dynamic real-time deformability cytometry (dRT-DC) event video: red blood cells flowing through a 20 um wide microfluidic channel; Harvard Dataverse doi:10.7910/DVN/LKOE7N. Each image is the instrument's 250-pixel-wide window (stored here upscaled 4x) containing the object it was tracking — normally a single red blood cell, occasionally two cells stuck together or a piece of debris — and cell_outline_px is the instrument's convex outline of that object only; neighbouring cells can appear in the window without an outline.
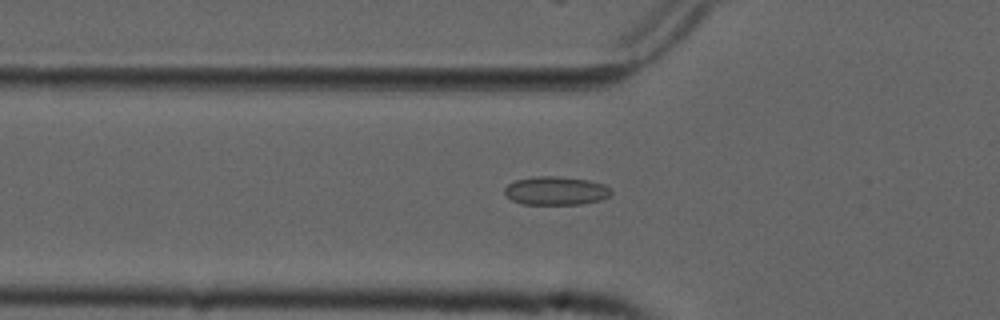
{"species": "common noctule bat (a hibernating species)", "species_latin": "Nyctalus noctula", "temperature_condition": "cold", "stored_images_in_passage": 54, "camera_frame_rate_fps": 3000, "um_per_image_px": 0.085, "animal": {"sex": "male", "forearm_length_mm": 52.5}, "frame": {"image": 1, "passage_image": 18, "time_ms": 5.667, "image_size_px": [1000, 320], "cell_outline_px": [[612, 196], [600, 200], [580, 204], [520, 204], [512, 200], [504, 192], [504, 188], [508, 184], [516, 180], [532, 176], [556, 176], [588, 180], [604, 184], [612, 188]], "centroid_in_image_um": [47.28, 16.21], "position_along_channel_um": 78.5, "area_um2": 17.86}}
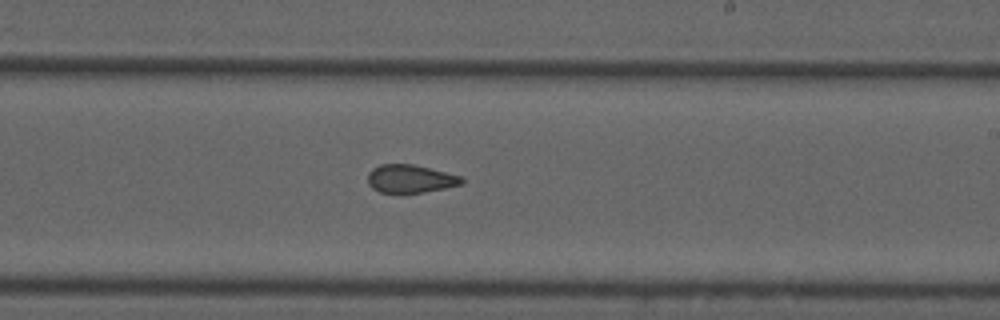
{"frame": {"image": 2, "passage_image": 32, "time_ms": 10.333, "image_size_px": [1000, 320], "cell_outline_px": [[464, 184], [424, 192], [380, 192], [372, 188], [368, 184], [368, 172], [372, 168], [380, 164], [412, 164], [464, 176]], "centroid_in_image_um": [34.9, 15.18], "position_along_channel_um": 254.1, "area_um2": 15.43}}
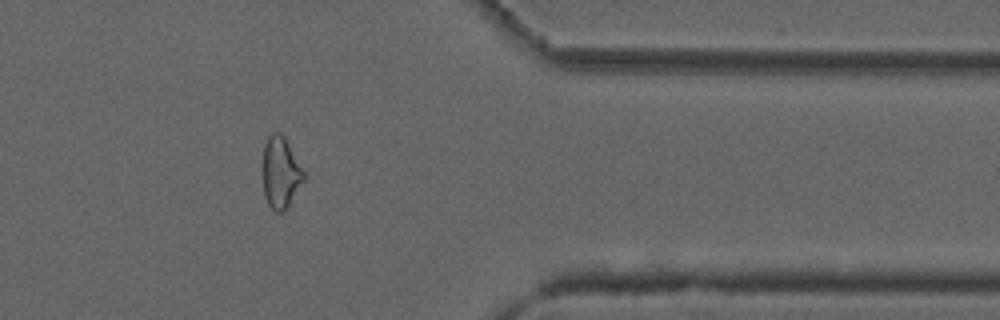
{"frame": {"image": 3, "passage_image": 44, "time_ms": 14.333, "image_size_px": [1000, 320], "cell_outline_px": [[304, 180], [284, 212], [276, 212], [268, 204], [264, 196], [260, 172], [260, 168], [264, 144], [268, 136], [272, 132], [280, 132], [284, 136], [304, 172]], "centroid_in_image_um": [23.78, 14.66], "position_along_channel_um": 387.6, "area_um2": 17.51}, "authors_computed_cell_mechanics": {"area_um2": 17.3689, "velocity_mm_per_s": 3.7547, "shape_relaxation_time_tau1_ms": null, "shape_relaxation_time_tau2_ms": 1.7895, "deformation_change_tau1": null, "deformation_change_tau2": 0.0726}}